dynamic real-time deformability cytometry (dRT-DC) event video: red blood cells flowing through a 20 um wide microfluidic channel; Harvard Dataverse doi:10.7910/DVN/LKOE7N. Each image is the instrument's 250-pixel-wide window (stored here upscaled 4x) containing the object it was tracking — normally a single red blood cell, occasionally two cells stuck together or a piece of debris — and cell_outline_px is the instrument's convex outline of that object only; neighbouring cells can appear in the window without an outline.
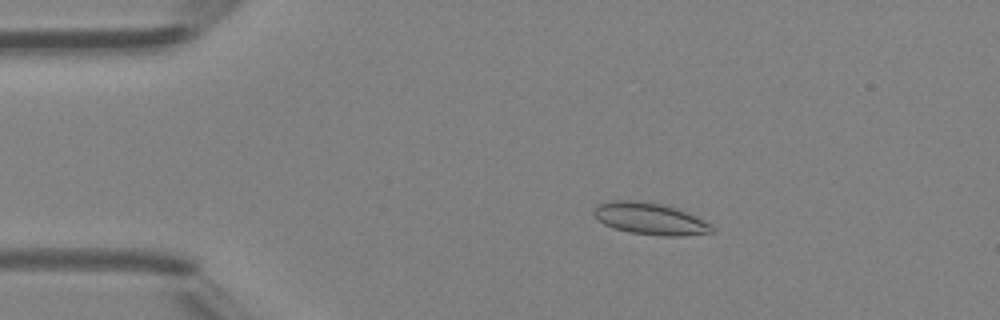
{"species": "Egyptian fruit bat (a non-hibernating species)", "species_latin": "Rousettus aegyptiacus", "temperature_condition": "room temperature", "stored_images_in_passage": 47, "camera_frame_rate_fps": 3000, "um_per_image_px": 0.085, "animal": {"sex": "female"}, "frame": {"image": 1, "passage_image": 9, "time_ms": 2.667, "image_size_px": [1000, 320], "cell_outline_px": [[716, 232], [684, 236], [664, 236], [628, 232], [604, 224], [592, 212], [596, 204], [612, 200], [636, 200], [660, 204], [676, 208], [696, 216], [712, 224], [716, 228]], "centroid_in_image_um": [55.3, 18.59], "position_along_channel_um": 29.7, "area_um2": 22.02}}
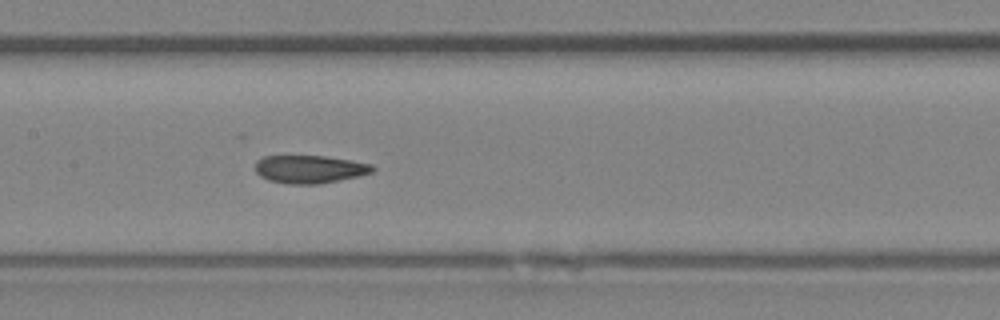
{"frame": {"image": 2, "passage_image": 23, "time_ms": 7.333, "image_size_px": [1000, 320], "cell_outline_px": [[376, 168], [372, 172], [360, 176], [320, 184], [288, 184], [268, 180], [260, 176], [256, 172], [256, 160], [264, 156], [324, 156], [352, 160], [372, 164]], "centroid_in_image_um": [26.34, 14.38], "position_along_channel_um": 181.1, "area_um2": 19.25}}
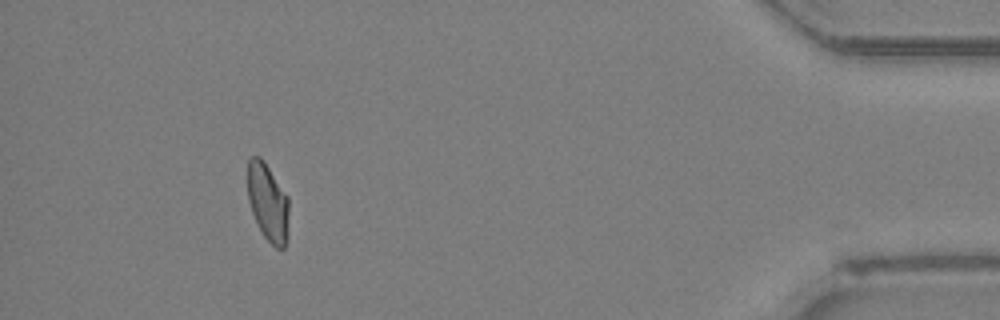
{"frame": {"image": 3, "passage_image": 43, "time_ms": 14.0, "image_size_px": [1000, 320], "cell_outline_px": [[288, 236], [284, 248], [276, 248], [264, 236], [256, 224], [248, 200], [248, 160], [252, 156], [260, 156], [264, 160], [288, 196]], "centroid_in_image_um": [22.77, 17.19], "position_along_channel_um": 412.4, "area_um2": 18.84}, "authors_computed_cell_mechanics": {"area_um2": 19.5942, "velocity_mm_per_s": 4.4232, "shape_relaxation_time_tau1_ms": null, "shape_relaxation_time_tau2_ms": 2.1595, "deformation_change_tau1": null, "deformation_change_tau2": 0.0571}}